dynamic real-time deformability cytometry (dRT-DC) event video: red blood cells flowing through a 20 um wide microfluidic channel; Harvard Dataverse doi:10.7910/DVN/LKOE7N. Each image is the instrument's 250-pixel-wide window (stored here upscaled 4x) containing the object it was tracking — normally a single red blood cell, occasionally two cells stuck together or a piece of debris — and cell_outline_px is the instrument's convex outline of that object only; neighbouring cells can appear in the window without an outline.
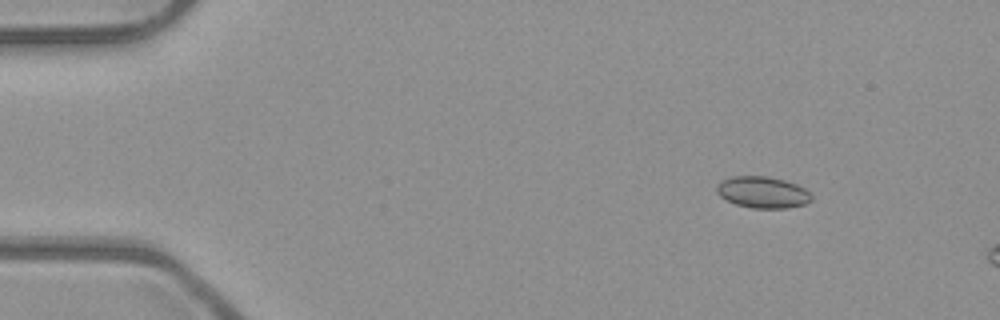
{"species": "common noctule bat (a hibernating species)", "species_latin": "Nyctalus noctula", "temperature_condition": "room temperature", "stored_images_in_passage": 9, "camera_frame_rate_fps": 3000, "um_per_image_px": 0.085, "animal": {"sex": "male", "body_mass_g": 23.1, "forearm_length_mm": 52.7}, "frame": {"image": 1, "passage_image": 1, "time_ms": 0.0, "image_size_px": [1000, 320], "cell_outline_px": [[812, 200], [804, 204], [788, 208], [752, 208], [736, 204], [720, 196], [716, 192], [716, 184], [720, 180], [732, 176], [768, 176], [784, 180], [796, 184], [804, 188], [812, 196]], "centroid_in_image_um": [64.8, 16.33], "position_along_channel_um": 20.2, "area_um2": 17.46}}